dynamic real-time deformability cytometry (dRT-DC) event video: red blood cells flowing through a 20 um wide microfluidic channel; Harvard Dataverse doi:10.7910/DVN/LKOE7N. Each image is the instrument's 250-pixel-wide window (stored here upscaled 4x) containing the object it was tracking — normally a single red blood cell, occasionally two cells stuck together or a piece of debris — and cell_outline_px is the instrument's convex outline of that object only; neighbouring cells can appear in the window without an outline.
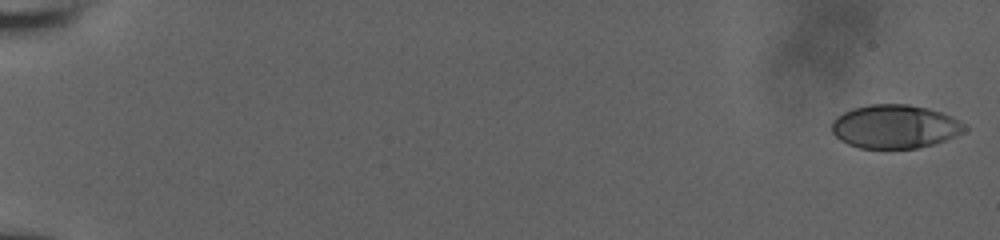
{"species": "human", "species_latin": "Homo sapiens", "temperature_condition": "room temperature", "stored_images_in_passage": 56, "camera_frame_rate_fps": 3000, "um_per_image_px": 0.085, "donor": {"sex": "male"}, "frame": {"image": 1, "passage_image": 1, "time_ms": 0.0, "image_size_px": [1000, 240], "cell_outline_px": [[968, 128], [964, 132], [944, 140], [932, 144], [916, 148], [860, 148], [848, 144], [840, 140], [832, 132], [832, 120], [836, 116], [852, 108], [868, 104], [908, 104], [928, 108], [952, 116], [964, 124]], "centroid_in_image_um": [76.04, 10.75], "position_along_channel_um": 9.0, "area_um2": 33.76}}
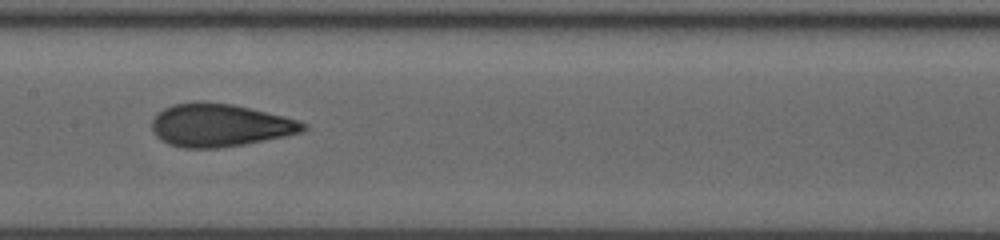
{"frame": {"image": 2, "passage_image": 31, "time_ms": 10.0, "image_size_px": [1000, 240], "cell_outline_px": [[308, 128], [304, 132], [244, 144], [216, 148], [180, 148], [168, 144], [156, 136], [152, 132], [152, 120], [164, 108], [172, 104], [200, 100], [232, 104], [284, 116], [308, 124]], "centroid_in_image_um": [18.67, 10.64], "position_along_channel_um": 188.7, "area_um2": 37.92}}
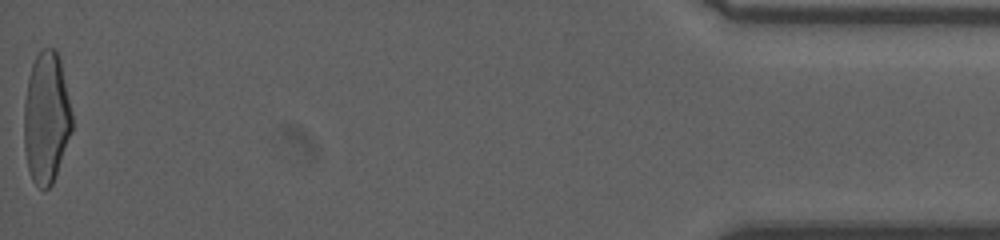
{"frame": {"image": 3, "passage_image": 56, "time_ms": 18.333, "image_size_px": [1000, 240], "cell_outline_px": [[72, 132], [52, 184], [44, 192], [32, 180], [28, 168], [24, 148], [24, 104], [28, 76], [32, 64], [40, 48], [52, 48], [56, 52], [60, 60], [72, 112]], "centroid_in_image_um": [3.93, 10.02], "position_along_channel_um": 431.3, "area_um2": 36.88}, "authors_computed_cell_mechanics": {"area_um2": 36.4718, "velocity_mm_per_s": 3.9432, "shape_relaxation_time_tau1_ms": 8.5377, "shape_relaxation_time_tau2_ms": 1.0157, "deformation_change_tau1": 0.2723, "deformation_change_tau2": 0.0852}}